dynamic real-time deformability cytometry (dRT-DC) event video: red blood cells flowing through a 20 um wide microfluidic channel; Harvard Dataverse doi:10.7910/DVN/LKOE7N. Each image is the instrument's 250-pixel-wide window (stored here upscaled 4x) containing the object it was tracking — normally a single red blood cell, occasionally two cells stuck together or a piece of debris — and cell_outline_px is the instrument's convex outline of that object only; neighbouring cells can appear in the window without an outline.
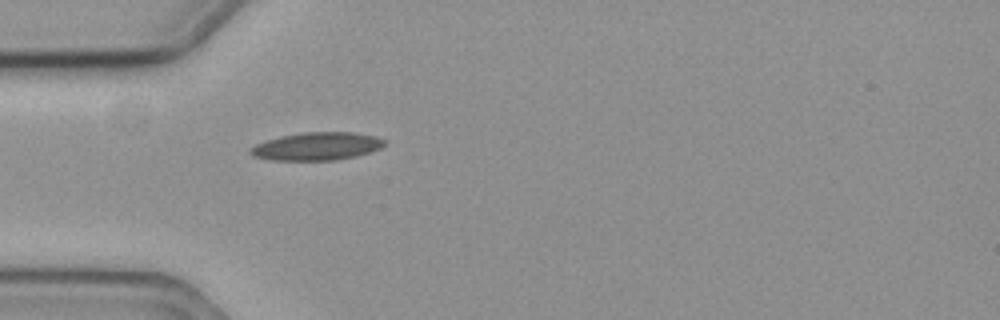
{"species": "common noctule bat (a hibernating species)", "species_latin": "Nyctalus noctula", "temperature_condition": "cold", "stored_images_in_passage": 36, "camera_frame_rate_fps": 3000, "um_per_image_px": 0.085, "animal": {"sex": "female", "body_mass_g": 19.3, "forearm_length_mm": 54.1}, "frame": {"image": 1, "passage_image": 1, "time_ms": 0.0, "image_size_px": [1000, 320], "cell_outline_px": [[388, 140], [380, 148], [356, 156], [332, 160], [268, 160], [252, 156], [248, 152], [248, 148], [256, 144], [280, 136], [304, 132], [356, 132], [376, 136]], "centroid_in_image_um": [26.91, 12.43], "position_along_channel_um": 58.1, "area_um2": 21.91}}
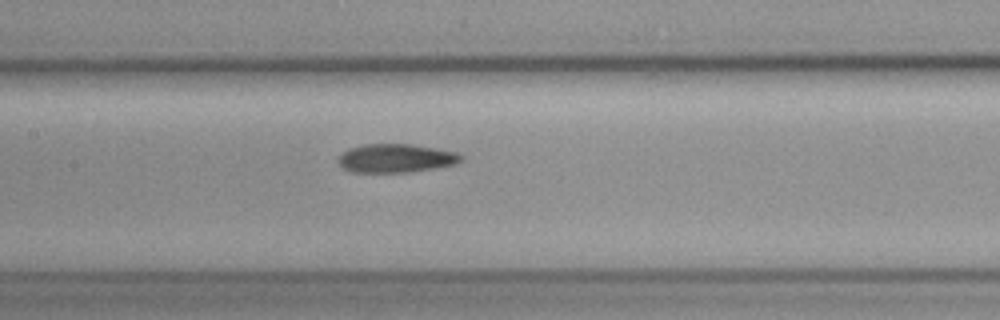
{"frame": {"image": 2, "passage_image": 11, "time_ms": 3.333, "image_size_px": [1000, 320], "cell_outline_px": [[464, 160], [456, 164], [408, 172], [352, 172], [344, 168], [336, 160], [348, 148], [364, 144], [412, 144], [460, 152], [464, 156]], "centroid_in_image_um": [33.7, 13.44], "position_along_channel_um": 173.7, "area_um2": 20.58}}
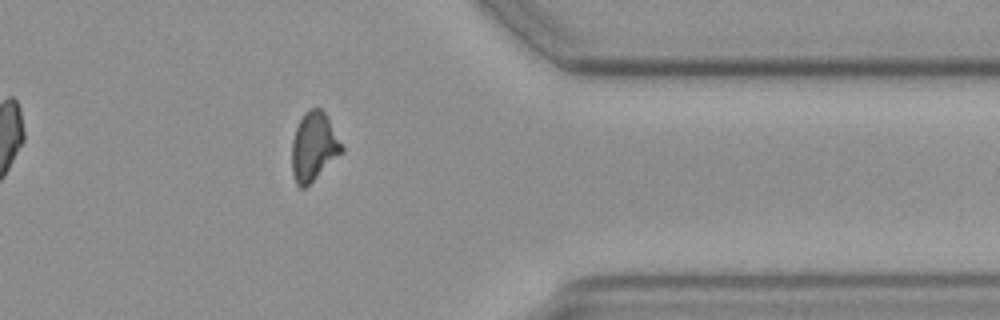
{"frame": {"image": 3, "passage_image": 30, "time_ms": 9.667, "image_size_px": [1000, 320], "cell_outline_px": [[344, 152], [304, 188], [300, 188], [296, 184], [292, 172], [292, 140], [296, 128], [304, 112], [312, 108], [320, 108], [324, 112], [344, 148]], "centroid_in_image_um": [26.66, 12.48], "position_along_channel_um": 384.7, "area_um2": 19.71}, "authors_computed_cell_mechanics": {"area_um2": 20.1144, "velocity_mm_per_s": 3.5752, "shape_relaxation_time_tau1_ms": null, "shape_relaxation_time_tau2_ms": 6.1335, "deformation_change_tau1": null, "deformation_change_tau2": 0.1327}}